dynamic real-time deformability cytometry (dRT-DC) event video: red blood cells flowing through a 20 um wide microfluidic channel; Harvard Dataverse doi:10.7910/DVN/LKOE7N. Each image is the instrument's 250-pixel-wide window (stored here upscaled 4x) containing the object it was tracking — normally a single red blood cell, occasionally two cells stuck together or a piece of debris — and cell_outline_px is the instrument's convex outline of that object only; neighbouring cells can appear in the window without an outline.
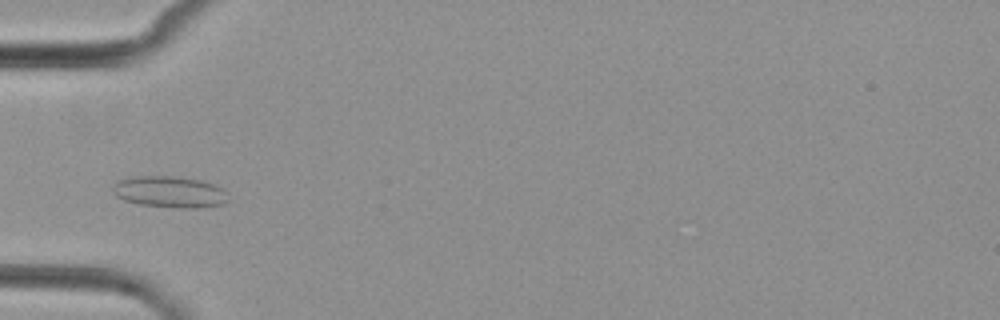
{"species": "common noctule bat (a hibernating species)", "species_latin": "Nyctalus noctula", "temperature_condition": "cold", "stored_images_in_passage": 4, "camera_frame_rate_fps": 3000, "um_per_image_px": 0.085, "animal": {"sex": "female", "body_mass_g": 29.2, "forearm_length_mm": 56.3}, "frame": {"image": 1, "passage_image": 4, "time_ms": 3.333, "image_size_px": [1000, 320], "cell_outline_px": [[228, 200], [224, 204], [204, 208], [176, 208], [140, 204], [124, 200], [116, 196], [112, 192], [112, 184], [116, 180], [132, 176], [172, 176], [200, 180], [212, 184], [228, 192]], "centroid_in_image_um": [14.4, 16.32], "position_along_channel_um": 70.6, "area_um2": 21.44}}